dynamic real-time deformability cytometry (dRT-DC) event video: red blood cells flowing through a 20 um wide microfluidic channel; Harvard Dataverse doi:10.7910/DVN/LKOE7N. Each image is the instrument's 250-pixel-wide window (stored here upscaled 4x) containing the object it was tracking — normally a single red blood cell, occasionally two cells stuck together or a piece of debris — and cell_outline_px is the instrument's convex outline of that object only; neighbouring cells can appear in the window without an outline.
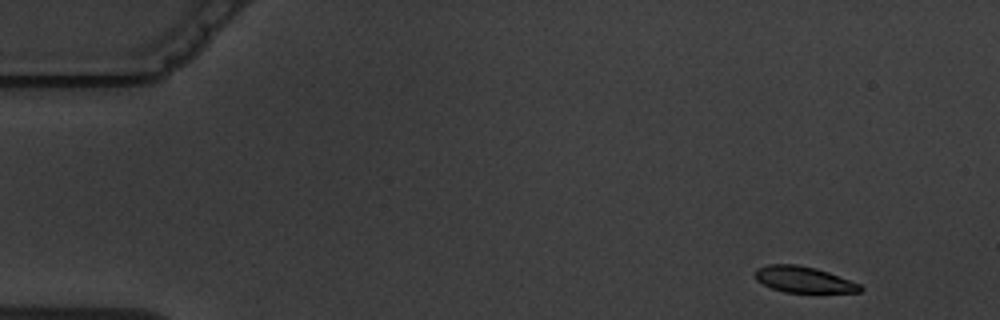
{"species": "common noctule bat (a hibernating species)", "species_latin": "Nyctalus noctula", "temperature_condition": "warm", "stored_images_in_passage": 1, "camera_frame_rate_fps": 3000, "um_per_image_px": 0.085, "animal": {"sex": "male", "body_mass_g": 19.5, "forearm_length_mm": 54.6}, "frame": {"image": 1, "passage_image": 1, "time_ms": 0.0, "image_size_px": [1000, 320], "cell_outline_px": [[864, 288], [860, 292], [784, 292], [772, 288], [756, 280], [756, 268], [768, 264], [796, 264], [816, 268], [828, 272], [860, 284]], "centroid_in_image_um": [68.3, 23.75], "position_along_channel_um": 16.7, "area_um2": 15.84}}